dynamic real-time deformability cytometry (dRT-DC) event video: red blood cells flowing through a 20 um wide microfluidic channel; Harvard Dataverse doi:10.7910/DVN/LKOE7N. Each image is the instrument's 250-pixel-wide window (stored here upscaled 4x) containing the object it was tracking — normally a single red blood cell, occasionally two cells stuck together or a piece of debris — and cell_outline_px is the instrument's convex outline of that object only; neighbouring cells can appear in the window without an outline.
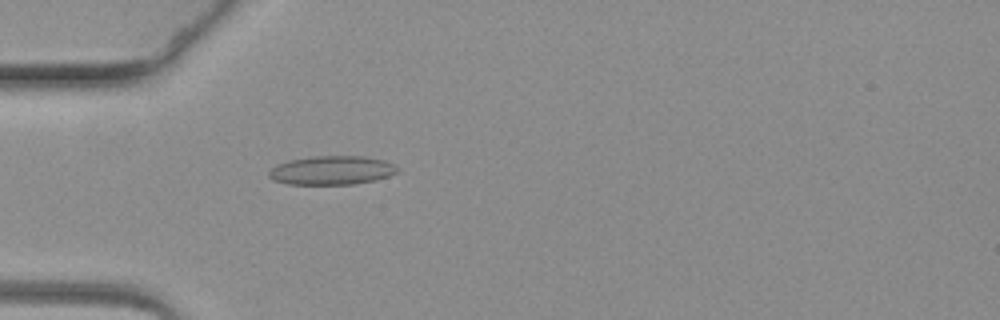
{"species": "common noctule bat (a hibernating species)", "species_latin": "Nyctalus noctula", "temperature_condition": "warm", "stored_images_in_passage": 58, "camera_frame_rate_fps": 3000, "um_per_image_px": 0.085, "animal": {"sex": "female", "body_mass_g": 19.3, "forearm_length_mm": 54.1}, "frame": {"image": 1, "passage_image": 16, "time_ms": 5.0, "image_size_px": [1000, 320], "cell_outline_px": [[400, 168], [396, 172], [388, 176], [376, 180], [352, 184], [288, 184], [272, 180], [268, 176], [268, 172], [276, 164], [288, 160], [312, 156], [364, 156], [384, 160]], "centroid_in_image_um": [28.17, 14.47], "position_along_channel_um": 56.8, "area_um2": 21.68}}
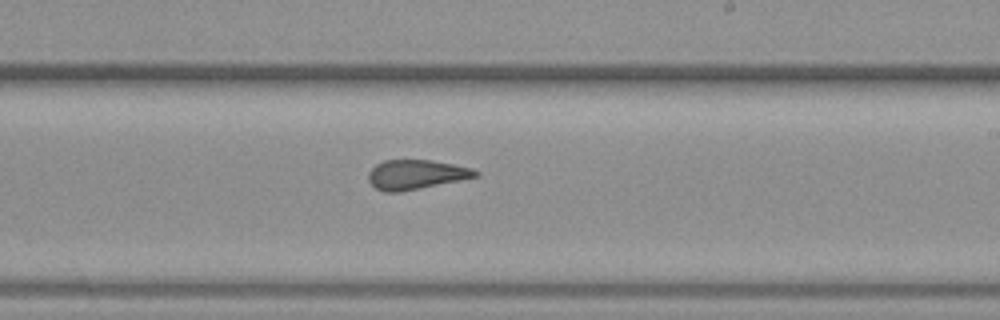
{"frame": {"image": 2, "passage_image": 34, "time_ms": 11.0, "image_size_px": [1000, 320], "cell_outline_px": [[480, 176], [400, 192], [384, 192], [376, 188], [368, 180], [368, 172], [376, 164], [384, 160], [432, 160], [472, 168], [480, 172]], "centroid_in_image_um": [35.36, 14.83], "position_along_channel_um": 253.6, "area_um2": 18.38}}
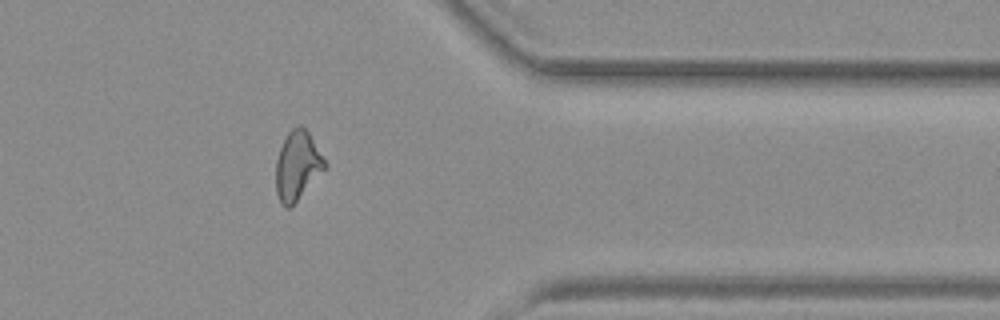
{"frame": {"image": 3, "passage_image": 47, "time_ms": 15.333, "image_size_px": [1000, 320], "cell_outline_px": [[328, 168], [288, 208], [284, 208], [276, 192], [276, 160], [280, 148], [288, 132], [292, 128], [300, 124], [308, 132], [328, 164]], "centroid_in_image_um": [25.3, 14.07], "position_along_channel_um": 386.1, "area_um2": 19.54}}